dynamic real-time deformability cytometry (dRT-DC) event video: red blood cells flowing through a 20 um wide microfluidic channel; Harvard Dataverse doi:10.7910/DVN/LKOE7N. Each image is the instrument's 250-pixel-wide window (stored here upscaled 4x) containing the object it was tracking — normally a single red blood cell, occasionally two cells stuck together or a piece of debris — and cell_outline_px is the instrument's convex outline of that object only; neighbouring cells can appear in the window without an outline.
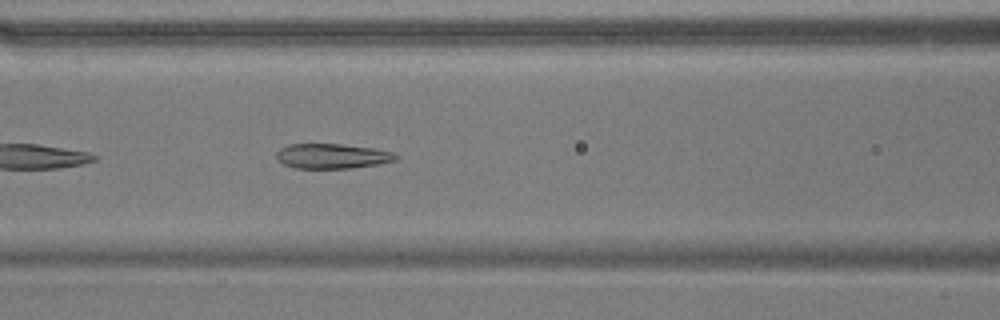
{"species": "common noctule bat (a hibernating species)", "species_latin": "Nyctalus noctula", "temperature_condition": "warm", "stored_images_in_passage": 24, "camera_frame_rate_fps": 3000, "um_per_image_px": 0.085, "animal": {"sex": "male", "body_mass_g": 17.9}, "frame": {"image": 1, "passage_image": 8, "time_ms": 2.333, "image_size_px": [1000, 320], "cell_outline_px": [[400, 156], [396, 160], [376, 164], [352, 168], [296, 168], [284, 164], [276, 156], [276, 152], [280, 148], [288, 144], [340, 144], [372, 148], [392, 152]], "centroid_in_image_um": [28.23, 13.26], "position_along_channel_um": 138.4, "area_um2": 17.17}}